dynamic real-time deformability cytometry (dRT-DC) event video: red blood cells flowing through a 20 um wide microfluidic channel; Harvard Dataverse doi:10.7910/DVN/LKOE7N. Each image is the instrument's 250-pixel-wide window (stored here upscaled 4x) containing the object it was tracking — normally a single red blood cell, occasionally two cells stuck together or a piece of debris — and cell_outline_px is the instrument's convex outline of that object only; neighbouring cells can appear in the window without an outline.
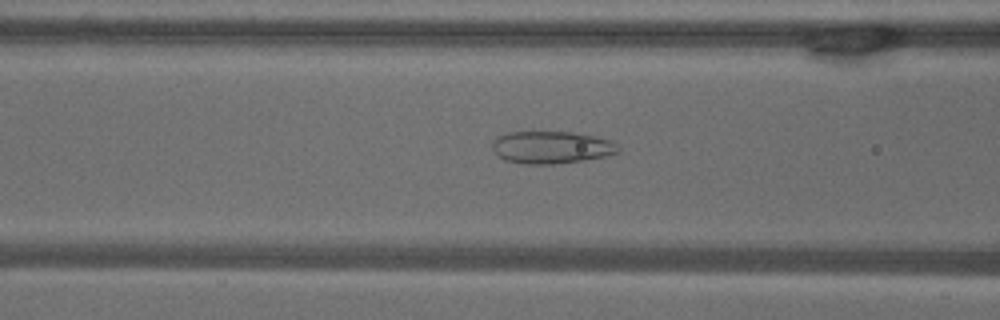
{"species": "common noctule bat (a hibernating species)", "species_latin": "Nyctalus noctula", "temperature_condition": "warm", "stored_images_in_passage": 51, "camera_frame_rate_fps": 3000, "um_per_image_px": 0.085, "animal": {"sex": "male", "body_mass_g": 18.8}, "frame": {"image": 1, "passage_image": 20, "time_ms": 6.333, "image_size_px": [1000, 320], "cell_outline_px": [[620, 152], [604, 156], [584, 160], [556, 164], [524, 164], [504, 160], [496, 156], [492, 148], [492, 140], [508, 132], [572, 132], [596, 136], [608, 140], [616, 144], [620, 148]], "centroid_in_image_um": [46.84, 12.53], "position_along_channel_um": 119.8, "area_um2": 23.87}}
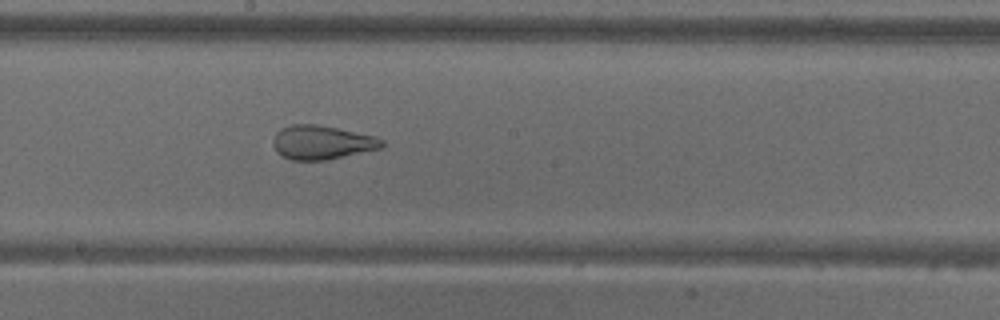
{"frame": {"image": 2, "passage_image": 28, "time_ms": 9.0, "image_size_px": [1000, 320], "cell_outline_px": [[384, 144], [380, 148], [328, 160], [292, 160], [276, 152], [272, 144], [272, 140], [276, 132], [280, 128], [292, 124], [316, 124], [376, 136], [384, 140]], "centroid_in_image_um": [27.33, 12.1], "position_along_channel_um": 220.9, "area_um2": 21.56}}
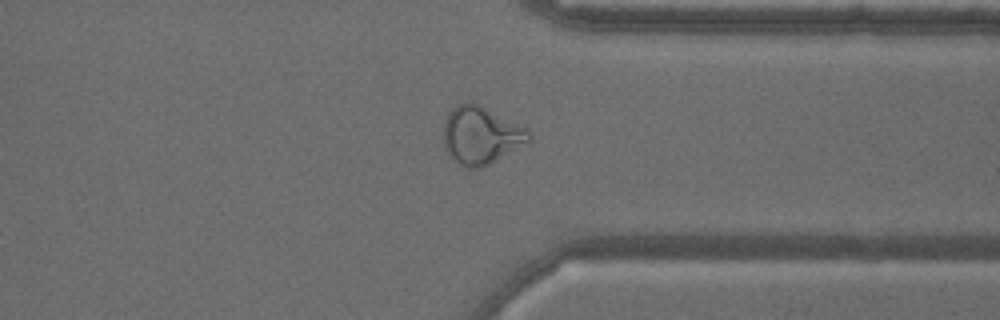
{"frame": {"image": 3, "passage_image": 40, "time_ms": 13.0, "image_size_px": [1000, 320], "cell_outline_px": [[532, 140], [528, 144], [480, 168], [468, 168], [460, 164], [448, 152], [444, 144], [444, 120], [448, 112], [456, 104], [472, 100], [528, 128], [532, 136]], "centroid_in_image_um": [40.92, 11.46], "position_along_channel_um": 370.5, "area_um2": 29.02}, "authors_computed_cell_mechanics": {"area_um2": 28.7844, "velocity_mm_per_s": 3.7914, "shape_relaxation_time_tau1_ms": null, "shape_relaxation_time_tau2_ms": 1.1034, "deformation_change_tau1": null, "deformation_change_tau2": 0.0817}}